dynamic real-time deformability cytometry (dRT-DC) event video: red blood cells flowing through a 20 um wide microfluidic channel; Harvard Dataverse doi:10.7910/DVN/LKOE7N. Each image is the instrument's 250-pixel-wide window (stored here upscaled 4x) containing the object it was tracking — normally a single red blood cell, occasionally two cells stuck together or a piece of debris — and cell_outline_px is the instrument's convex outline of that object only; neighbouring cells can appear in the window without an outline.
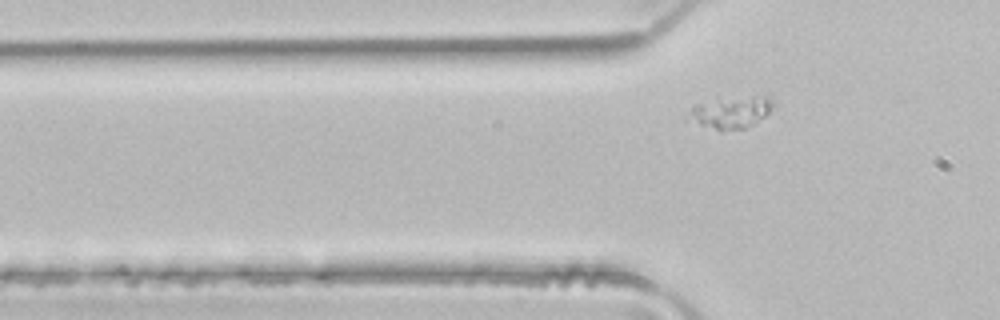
{"species": "common noctule bat (a hibernating species)", "species_latin": "Nyctalus noctula", "temperature_condition": "room temperature", "stored_images_in_passage": 5, "segment_of_instrument_passage": [2, 2], "camera_frame_rate_fps": 3000, "um_per_image_px": 0.085, "animal": {"sex": "male", "body_mass_g": 21.5, "forearm_length_mm": 52.0}, "frame": {"image": 1, "passage_image": 5, "time_ms": 1.333, "image_size_px": [1000, 320], "cell_outline_px": [[772, 108], [764, 116], [752, 124], [744, 128], [720, 132], [684, 120], [684, 116], [696, 104], [720, 100], [752, 96], [768, 96], [772, 100]], "centroid_in_image_um": [62.03, 9.6], "position_along_channel_um": 63.8, "area_um2": 15.66}}